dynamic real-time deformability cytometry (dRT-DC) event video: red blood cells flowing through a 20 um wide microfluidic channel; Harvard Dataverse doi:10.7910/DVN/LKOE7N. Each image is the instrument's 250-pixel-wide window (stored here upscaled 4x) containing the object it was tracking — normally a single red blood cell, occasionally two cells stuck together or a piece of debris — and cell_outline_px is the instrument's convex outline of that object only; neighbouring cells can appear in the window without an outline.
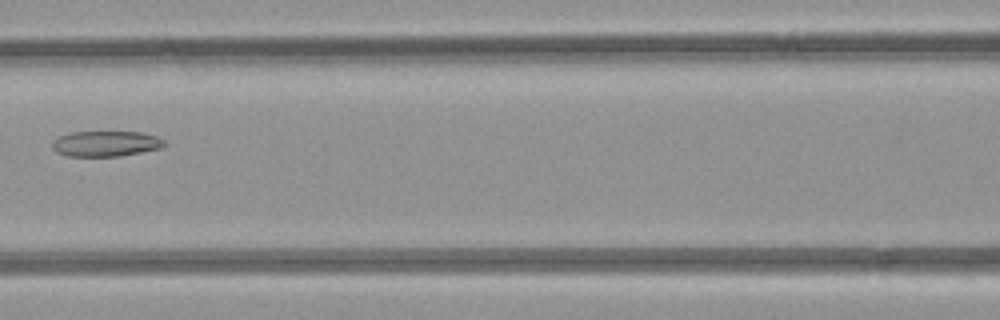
{"species": "common noctule bat (a hibernating species)", "species_latin": "Nyctalus noctula", "temperature_condition": "room temperature", "stored_images_in_passage": 6, "camera_frame_rate_fps": 3000, "um_per_image_px": 0.085, "animal": {"sex": "female", "body_mass_g": 21.9}, "frame": {"image": 1, "passage_image": 5, "time_ms": 5.667, "image_size_px": [1000, 320], "cell_outline_px": [[168, 144], [160, 148], [120, 156], [68, 156], [56, 152], [52, 148], [52, 140], [60, 136], [72, 132], [140, 132], [156, 136], [164, 140]], "centroid_in_image_um": [8.98, 12.21], "position_along_channel_um": 157.6, "area_um2": 16.65}}
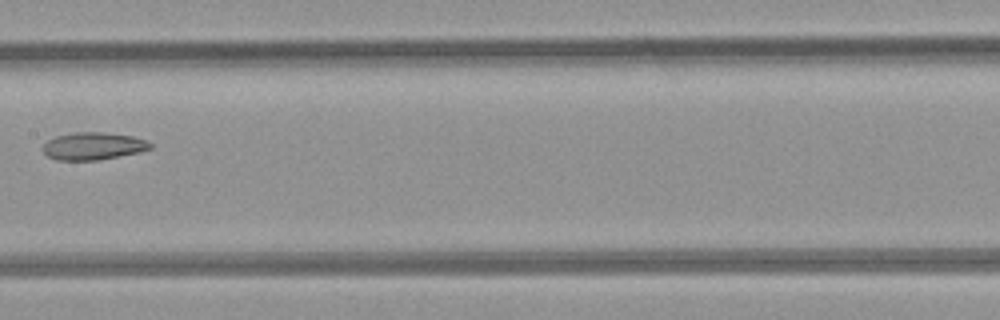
{"frame": {"image": 2, "passage_image": 6, "time_ms": 6.667, "image_size_px": [1000, 320], "cell_outline_px": [[152, 148], [140, 152], [96, 160], [56, 160], [48, 156], [40, 148], [48, 140], [56, 136], [76, 132], [104, 132], [132, 136], [148, 140], [152, 144]], "centroid_in_image_um": [7.93, 12.41], "position_along_channel_um": 199.5, "area_um2": 17.22}}